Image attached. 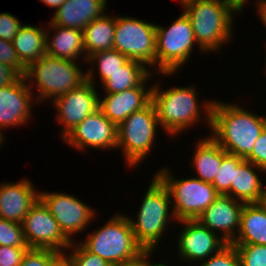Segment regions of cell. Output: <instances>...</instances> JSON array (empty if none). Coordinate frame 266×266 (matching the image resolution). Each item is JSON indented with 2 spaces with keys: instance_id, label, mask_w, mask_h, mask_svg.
I'll return each instance as SVG.
<instances>
[{
  "instance_id": "836d02e7",
  "label": "cell",
  "mask_w": 266,
  "mask_h": 266,
  "mask_svg": "<svg viewBox=\"0 0 266 266\" xmlns=\"http://www.w3.org/2000/svg\"><path fill=\"white\" fill-rule=\"evenodd\" d=\"M199 264L200 266H241V260L235 246L226 244L217 253Z\"/></svg>"
},
{
  "instance_id": "484cf974",
  "label": "cell",
  "mask_w": 266,
  "mask_h": 266,
  "mask_svg": "<svg viewBox=\"0 0 266 266\" xmlns=\"http://www.w3.org/2000/svg\"><path fill=\"white\" fill-rule=\"evenodd\" d=\"M116 16L103 14L83 29L86 57L96 52L113 49Z\"/></svg>"
},
{
  "instance_id": "ffe728a7",
  "label": "cell",
  "mask_w": 266,
  "mask_h": 266,
  "mask_svg": "<svg viewBox=\"0 0 266 266\" xmlns=\"http://www.w3.org/2000/svg\"><path fill=\"white\" fill-rule=\"evenodd\" d=\"M47 25L46 54L75 62H78L77 59L83 56L82 62H87L86 51L84 48L83 30L65 28L53 24L51 21H49V24Z\"/></svg>"
},
{
  "instance_id": "d4e9b609",
  "label": "cell",
  "mask_w": 266,
  "mask_h": 266,
  "mask_svg": "<svg viewBox=\"0 0 266 266\" xmlns=\"http://www.w3.org/2000/svg\"><path fill=\"white\" fill-rule=\"evenodd\" d=\"M42 28L24 24L11 41L19 61L26 68L46 54V27L45 30Z\"/></svg>"
},
{
  "instance_id": "7c38bea8",
  "label": "cell",
  "mask_w": 266,
  "mask_h": 266,
  "mask_svg": "<svg viewBox=\"0 0 266 266\" xmlns=\"http://www.w3.org/2000/svg\"><path fill=\"white\" fill-rule=\"evenodd\" d=\"M40 199L48 207L63 234L71 242H74L75 235L85 231V228L88 229L90 223L97 216L95 209L71 194L41 191Z\"/></svg>"
},
{
  "instance_id": "e575fe53",
  "label": "cell",
  "mask_w": 266,
  "mask_h": 266,
  "mask_svg": "<svg viewBox=\"0 0 266 266\" xmlns=\"http://www.w3.org/2000/svg\"><path fill=\"white\" fill-rule=\"evenodd\" d=\"M0 63L14 68L21 76H25L26 67L19 61L11 41L0 38Z\"/></svg>"
},
{
  "instance_id": "9c48e42d",
  "label": "cell",
  "mask_w": 266,
  "mask_h": 266,
  "mask_svg": "<svg viewBox=\"0 0 266 266\" xmlns=\"http://www.w3.org/2000/svg\"><path fill=\"white\" fill-rule=\"evenodd\" d=\"M157 113L152 102L133 112L117 128V147L122 149L128 167L136 168L146 159L154 147L159 129ZM153 146V147H152Z\"/></svg>"
},
{
  "instance_id": "7a4b0ae2",
  "label": "cell",
  "mask_w": 266,
  "mask_h": 266,
  "mask_svg": "<svg viewBox=\"0 0 266 266\" xmlns=\"http://www.w3.org/2000/svg\"><path fill=\"white\" fill-rule=\"evenodd\" d=\"M159 85L161 86L159 83L152 85L151 102L155 107L162 131L168 136L179 137L180 133L186 132V129L188 130L202 120L206 122L210 130L214 100H203L205 102L201 106L198 102L197 90L193 85L166 89H162Z\"/></svg>"
},
{
  "instance_id": "d6a6232c",
  "label": "cell",
  "mask_w": 266,
  "mask_h": 266,
  "mask_svg": "<svg viewBox=\"0 0 266 266\" xmlns=\"http://www.w3.org/2000/svg\"><path fill=\"white\" fill-rule=\"evenodd\" d=\"M241 266H266V245H234Z\"/></svg>"
},
{
  "instance_id": "9a60e30c",
  "label": "cell",
  "mask_w": 266,
  "mask_h": 266,
  "mask_svg": "<svg viewBox=\"0 0 266 266\" xmlns=\"http://www.w3.org/2000/svg\"><path fill=\"white\" fill-rule=\"evenodd\" d=\"M182 229L177 240V255L184 262L200 263L217 253L227 243L198 220H181Z\"/></svg>"
},
{
  "instance_id": "cb8c5ba5",
  "label": "cell",
  "mask_w": 266,
  "mask_h": 266,
  "mask_svg": "<svg viewBox=\"0 0 266 266\" xmlns=\"http://www.w3.org/2000/svg\"><path fill=\"white\" fill-rule=\"evenodd\" d=\"M233 245H266V211L257 203L244 204Z\"/></svg>"
},
{
  "instance_id": "8fae6325",
  "label": "cell",
  "mask_w": 266,
  "mask_h": 266,
  "mask_svg": "<svg viewBox=\"0 0 266 266\" xmlns=\"http://www.w3.org/2000/svg\"><path fill=\"white\" fill-rule=\"evenodd\" d=\"M22 227L29 248L51 249L63 254L72 244L40 198L29 209Z\"/></svg>"
},
{
  "instance_id": "7402d4cb",
  "label": "cell",
  "mask_w": 266,
  "mask_h": 266,
  "mask_svg": "<svg viewBox=\"0 0 266 266\" xmlns=\"http://www.w3.org/2000/svg\"><path fill=\"white\" fill-rule=\"evenodd\" d=\"M227 152L209 135L196 143L191 167L196 171L198 179L213 183ZM193 165V166H192Z\"/></svg>"
},
{
  "instance_id": "5bb4252c",
  "label": "cell",
  "mask_w": 266,
  "mask_h": 266,
  "mask_svg": "<svg viewBox=\"0 0 266 266\" xmlns=\"http://www.w3.org/2000/svg\"><path fill=\"white\" fill-rule=\"evenodd\" d=\"M117 135V126L98 109L71 130L63 142L83 152L88 148L112 150L117 147Z\"/></svg>"
},
{
  "instance_id": "30bf717a",
  "label": "cell",
  "mask_w": 266,
  "mask_h": 266,
  "mask_svg": "<svg viewBox=\"0 0 266 266\" xmlns=\"http://www.w3.org/2000/svg\"><path fill=\"white\" fill-rule=\"evenodd\" d=\"M130 60L156 70V24L128 16H116L114 44ZM155 67V68H154Z\"/></svg>"
},
{
  "instance_id": "6da1fadb",
  "label": "cell",
  "mask_w": 266,
  "mask_h": 266,
  "mask_svg": "<svg viewBox=\"0 0 266 266\" xmlns=\"http://www.w3.org/2000/svg\"><path fill=\"white\" fill-rule=\"evenodd\" d=\"M266 127V115L252 113L238 103L214 100L210 136L229 154L246 159Z\"/></svg>"
},
{
  "instance_id": "ab89813d",
  "label": "cell",
  "mask_w": 266,
  "mask_h": 266,
  "mask_svg": "<svg viewBox=\"0 0 266 266\" xmlns=\"http://www.w3.org/2000/svg\"><path fill=\"white\" fill-rule=\"evenodd\" d=\"M153 251L144 250L140 255L129 261L120 262L112 266H151V255Z\"/></svg>"
},
{
  "instance_id": "4fadbf2b",
  "label": "cell",
  "mask_w": 266,
  "mask_h": 266,
  "mask_svg": "<svg viewBox=\"0 0 266 266\" xmlns=\"http://www.w3.org/2000/svg\"><path fill=\"white\" fill-rule=\"evenodd\" d=\"M96 85L86 80L79 87L55 98L51 103L56 110V121L62 126L61 139L73 130L88 115L99 109Z\"/></svg>"
},
{
  "instance_id": "4316f807",
  "label": "cell",
  "mask_w": 266,
  "mask_h": 266,
  "mask_svg": "<svg viewBox=\"0 0 266 266\" xmlns=\"http://www.w3.org/2000/svg\"><path fill=\"white\" fill-rule=\"evenodd\" d=\"M141 62L128 60L120 69L111 73L102 83L103 94L120 93L123 90L139 86L152 72Z\"/></svg>"
},
{
  "instance_id": "4dcf8cb0",
  "label": "cell",
  "mask_w": 266,
  "mask_h": 266,
  "mask_svg": "<svg viewBox=\"0 0 266 266\" xmlns=\"http://www.w3.org/2000/svg\"><path fill=\"white\" fill-rule=\"evenodd\" d=\"M62 260L63 254L58 251L29 248L20 266H57Z\"/></svg>"
},
{
  "instance_id": "f1b7e54d",
  "label": "cell",
  "mask_w": 266,
  "mask_h": 266,
  "mask_svg": "<svg viewBox=\"0 0 266 266\" xmlns=\"http://www.w3.org/2000/svg\"><path fill=\"white\" fill-rule=\"evenodd\" d=\"M243 160V158L229 153L222 158L219 171L212 183L219 194L230 196V187L231 184H234V170Z\"/></svg>"
},
{
  "instance_id": "bcb514c9",
  "label": "cell",
  "mask_w": 266,
  "mask_h": 266,
  "mask_svg": "<svg viewBox=\"0 0 266 266\" xmlns=\"http://www.w3.org/2000/svg\"><path fill=\"white\" fill-rule=\"evenodd\" d=\"M151 266H168V263L166 264V262L164 263V261L163 262H154Z\"/></svg>"
},
{
  "instance_id": "74e56055",
  "label": "cell",
  "mask_w": 266,
  "mask_h": 266,
  "mask_svg": "<svg viewBox=\"0 0 266 266\" xmlns=\"http://www.w3.org/2000/svg\"><path fill=\"white\" fill-rule=\"evenodd\" d=\"M245 160L266 172V127L256 140L252 153Z\"/></svg>"
},
{
  "instance_id": "7bdbcfd3",
  "label": "cell",
  "mask_w": 266,
  "mask_h": 266,
  "mask_svg": "<svg viewBox=\"0 0 266 266\" xmlns=\"http://www.w3.org/2000/svg\"><path fill=\"white\" fill-rule=\"evenodd\" d=\"M56 11L66 0H39Z\"/></svg>"
},
{
  "instance_id": "681fc988",
  "label": "cell",
  "mask_w": 266,
  "mask_h": 266,
  "mask_svg": "<svg viewBox=\"0 0 266 266\" xmlns=\"http://www.w3.org/2000/svg\"><path fill=\"white\" fill-rule=\"evenodd\" d=\"M262 1H265V0H257V4L260 3V2H262Z\"/></svg>"
},
{
  "instance_id": "3957f363",
  "label": "cell",
  "mask_w": 266,
  "mask_h": 266,
  "mask_svg": "<svg viewBox=\"0 0 266 266\" xmlns=\"http://www.w3.org/2000/svg\"><path fill=\"white\" fill-rule=\"evenodd\" d=\"M182 9L191 21L201 53H217L233 40L234 15L240 12L230 3L224 0H198Z\"/></svg>"
},
{
  "instance_id": "8d00e7d4",
  "label": "cell",
  "mask_w": 266,
  "mask_h": 266,
  "mask_svg": "<svg viewBox=\"0 0 266 266\" xmlns=\"http://www.w3.org/2000/svg\"><path fill=\"white\" fill-rule=\"evenodd\" d=\"M29 247H11L0 245V266H20Z\"/></svg>"
},
{
  "instance_id": "f546056e",
  "label": "cell",
  "mask_w": 266,
  "mask_h": 266,
  "mask_svg": "<svg viewBox=\"0 0 266 266\" xmlns=\"http://www.w3.org/2000/svg\"><path fill=\"white\" fill-rule=\"evenodd\" d=\"M67 250L71 252H64L63 260L68 266H112L103 258L89 252L81 243H77L76 239Z\"/></svg>"
},
{
  "instance_id": "52a82bcc",
  "label": "cell",
  "mask_w": 266,
  "mask_h": 266,
  "mask_svg": "<svg viewBox=\"0 0 266 266\" xmlns=\"http://www.w3.org/2000/svg\"><path fill=\"white\" fill-rule=\"evenodd\" d=\"M197 42L189 17L182 12L169 27L156 24V70L172 76L188 63Z\"/></svg>"
},
{
  "instance_id": "d590c367",
  "label": "cell",
  "mask_w": 266,
  "mask_h": 266,
  "mask_svg": "<svg viewBox=\"0 0 266 266\" xmlns=\"http://www.w3.org/2000/svg\"><path fill=\"white\" fill-rule=\"evenodd\" d=\"M23 26L17 16L8 12L0 13V38L12 41Z\"/></svg>"
},
{
  "instance_id": "7dc6e473",
  "label": "cell",
  "mask_w": 266,
  "mask_h": 266,
  "mask_svg": "<svg viewBox=\"0 0 266 266\" xmlns=\"http://www.w3.org/2000/svg\"><path fill=\"white\" fill-rule=\"evenodd\" d=\"M2 132L3 131H0V147L3 146L2 144H4L3 141H4V138H5L4 134Z\"/></svg>"
},
{
  "instance_id": "8992f818",
  "label": "cell",
  "mask_w": 266,
  "mask_h": 266,
  "mask_svg": "<svg viewBox=\"0 0 266 266\" xmlns=\"http://www.w3.org/2000/svg\"><path fill=\"white\" fill-rule=\"evenodd\" d=\"M94 230L80 243L111 265L134 259L144 251L135 240L128 216L122 212Z\"/></svg>"
},
{
  "instance_id": "e0dca14e",
  "label": "cell",
  "mask_w": 266,
  "mask_h": 266,
  "mask_svg": "<svg viewBox=\"0 0 266 266\" xmlns=\"http://www.w3.org/2000/svg\"><path fill=\"white\" fill-rule=\"evenodd\" d=\"M243 206L244 203L231 196L220 194L196 220L231 244L240 228Z\"/></svg>"
},
{
  "instance_id": "1f68e13d",
  "label": "cell",
  "mask_w": 266,
  "mask_h": 266,
  "mask_svg": "<svg viewBox=\"0 0 266 266\" xmlns=\"http://www.w3.org/2000/svg\"><path fill=\"white\" fill-rule=\"evenodd\" d=\"M0 245L28 247L22 224L0 218Z\"/></svg>"
},
{
  "instance_id": "b9f144b4",
  "label": "cell",
  "mask_w": 266,
  "mask_h": 266,
  "mask_svg": "<svg viewBox=\"0 0 266 266\" xmlns=\"http://www.w3.org/2000/svg\"><path fill=\"white\" fill-rule=\"evenodd\" d=\"M264 185V186H263ZM262 209L266 211V185L262 184V189L260 191L259 199L256 202Z\"/></svg>"
},
{
  "instance_id": "2e32d148",
  "label": "cell",
  "mask_w": 266,
  "mask_h": 266,
  "mask_svg": "<svg viewBox=\"0 0 266 266\" xmlns=\"http://www.w3.org/2000/svg\"><path fill=\"white\" fill-rule=\"evenodd\" d=\"M32 89L25 76H20L14 83L0 88V131L9 127L25 126L27 121L30 122L33 117L31 104L36 101Z\"/></svg>"
},
{
  "instance_id": "60d3db41",
  "label": "cell",
  "mask_w": 266,
  "mask_h": 266,
  "mask_svg": "<svg viewBox=\"0 0 266 266\" xmlns=\"http://www.w3.org/2000/svg\"><path fill=\"white\" fill-rule=\"evenodd\" d=\"M257 6V7H256ZM255 8L257 9L256 13L259 14L260 21L266 27V0L256 4Z\"/></svg>"
},
{
  "instance_id": "c3c4849f",
  "label": "cell",
  "mask_w": 266,
  "mask_h": 266,
  "mask_svg": "<svg viewBox=\"0 0 266 266\" xmlns=\"http://www.w3.org/2000/svg\"><path fill=\"white\" fill-rule=\"evenodd\" d=\"M57 266H68V265L64 260H62Z\"/></svg>"
},
{
  "instance_id": "d6986e66",
  "label": "cell",
  "mask_w": 266,
  "mask_h": 266,
  "mask_svg": "<svg viewBox=\"0 0 266 266\" xmlns=\"http://www.w3.org/2000/svg\"><path fill=\"white\" fill-rule=\"evenodd\" d=\"M39 198L40 191H36L28 178L14 183H0V218L22 224Z\"/></svg>"
},
{
  "instance_id": "83f0119b",
  "label": "cell",
  "mask_w": 266,
  "mask_h": 266,
  "mask_svg": "<svg viewBox=\"0 0 266 266\" xmlns=\"http://www.w3.org/2000/svg\"><path fill=\"white\" fill-rule=\"evenodd\" d=\"M128 60L129 59L125 55L121 54L116 49L96 52L87 58L86 64L88 63L91 66L90 69L86 71V79L95 85L96 74H98L99 76H97V78L99 77L102 84L109 78L111 73L120 69ZM95 65H97V69L94 68L96 67Z\"/></svg>"
},
{
  "instance_id": "44dd1931",
  "label": "cell",
  "mask_w": 266,
  "mask_h": 266,
  "mask_svg": "<svg viewBox=\"0 0 266 266\" xmlns=\"http://www.w3.org/2000/svg\"><path fill=\"white\" fill-rule=\"evenodd\" d=\"M107 0H66L52 15L53 24L83 30L108 7Z\"/></svg>"
},
{
  "instance_id": "603a6c76",
  "label": "cell",
  "mask_w": 266,
  "mask_h": 266,
  "mask_svg": "<svg viewBox=\"0 0 266 266\" xmlns=\"http://www.w3.org/2000/svg\"><path fill=\"white\" fill-rule=\"evenodd\" d=\"M264 170L245 159L234 170V184L230 187V196L244 204L256 203L259 199L262 184L259 173Z\"/></svg>"
},
{
  "instance_id": "5b68a950",
  "label": "cell",
  "mask_w": 266,
  "mask_h": 266,
  "mask_svg": "<svg viewBox=\"0 0 266 266\" xmlns=\"http://www.w3.org/2000/svg\"><path fill=\"white\" fill-rule=\"evenodd\" d=\"M77 63L48 54L33 62L26 69L25 78L29 86L38 90L36 103L44 100L52 102L84 83L87 80L86 71L81 70Z\"/></svg>"
},
{
  "instance_id": "ac0fdd59",
  "label": "cell",
  "mask_w": 266,
  "mask_h": 266,
  "mask_svg": "<svg viewBox=\"0 0 266 266\" xmlns=\"http://www.w3.org/2000/svg\"><path fill=\"white\" fill-rule=\"evenodd\" d=\"M152 74L137 87L100 96L99 109L118 127L133 112L143 109L151 102L152 86L148 87L147 82L153 78Z\"/></svg>"
},
{
  "instance_id": "f6af8a7d",
  "label": "cell",
  "mask_w": 266,
  "mask_h": 266,
  "mask_svg": "<svg viewBox=\"0 0 266 266\" xmlns=\"http://www.w3.org/2000/svg\"><path fill=\"white\" fill-rule=\"evenodd\" d=\"M180 1V4L182 5L181 7H185L187 5H189L190 3H193V2H196L198 0H179Z\"/></svg>"
},
{
  "instance_id": "ee69618b",
  "label": "cell",
  "mask_w": 266,
  "mask_h": 266,
  "mask_svg": "<svg viewBox=\"0 0 266 266\" xmlns=\"http://www.w3.org/2000/svg\"><path fill=\"white\" fill-rule=\"evenodd\" d=\"M224 1L233 5L240 13L242 12L246 3L249 2V0H224Z\"/></svg>"
},
{
  "instance_id": "277c9868",
  "label": "cell",
  "mask_w": 266,
  "mask_h": 266,
  "mask_svg": "<svg viewBox=\"0 0 266 266\" xmlns=\"http://www.w3.org/2000/svg\"><path fill=\"white\" fill-rule=\"evenodd\" d=\"M138 208L137 218L128 217L136 242L144 249L155 252L168 225L177 219L173 212L168 188L154 174ZM169 223V224H168ZM164 233V234H163Z\"/></svg>"
},
{
  "instance_id": "ba28073f",
  "label": "cell",
  "mask_w": 266,
  "mask_h": 266,
  "mask_svg": "<svg viewBox=\"0 0 266 266\" xmlns=\"http://www.w3.org/2000/svg\"><path fill=\"white\" fill-rule=\"evenodd\" d=\"M171 170L163 166L154 174L168 188L177 222L196 220L220 194L212 183L192 176L176 179Z\"/></svg>"
},
{
  "instance_id": "f35d334b",
  "label": "cell",
  "mask_w": 266,
  "mask_h": 266,
  "mask_svg": "<svg viewBox=\"0 0 266 266\" xmlns=\"http://www.w3.org/2000/svg\"><path fill=\"white\" fill-rule=\"evenodd\" d=\"M20 76L11 66L0 63V88L14 83Z\"/></svg>"
}]
</instances>
